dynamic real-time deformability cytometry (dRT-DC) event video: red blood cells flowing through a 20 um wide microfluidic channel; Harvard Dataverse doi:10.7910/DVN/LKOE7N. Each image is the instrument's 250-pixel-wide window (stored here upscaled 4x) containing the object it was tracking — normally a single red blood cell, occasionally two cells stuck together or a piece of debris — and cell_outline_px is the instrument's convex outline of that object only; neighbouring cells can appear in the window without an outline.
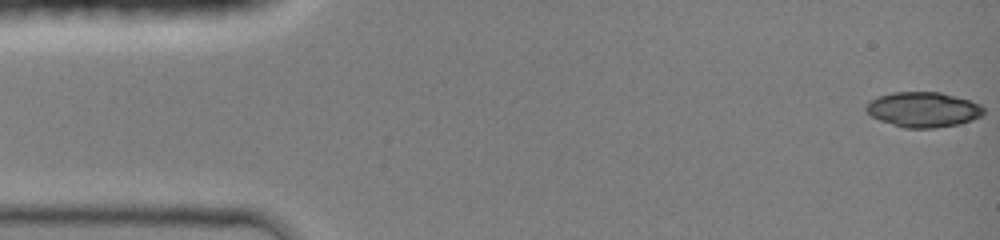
{"species": "common noctule bat (a hibernating species)", "species_latin": "Nyctalus noctula", "temperature_condition": "room temperature", "stored_images_in_passage": 14, "camera_frame_rate_fps": 3000, "um_per_image_px": 0.085, "animal": {"sex": "female", "body_mass_g": 19.0, "forearm_length_mm": 51.5}, "frame": {"image": 1, "passage_image": 1, "time_ms": 0.0, "image_size_px": [1000, 240], "cell_outline_px": [[984, 112], [980, 116], [972, 120], [960, 124], [936, 128], [904, 128], [880, 120], [872, 116], [864, 108], [864, 104], [880, 96], [892, 92], [940, 92], [968, 100], [980, 104], [984, 108]], "centroid_in_image_um": [78.47, 9.32], "position_along_channel_um": 6.5, "area_um2": 23.99}}
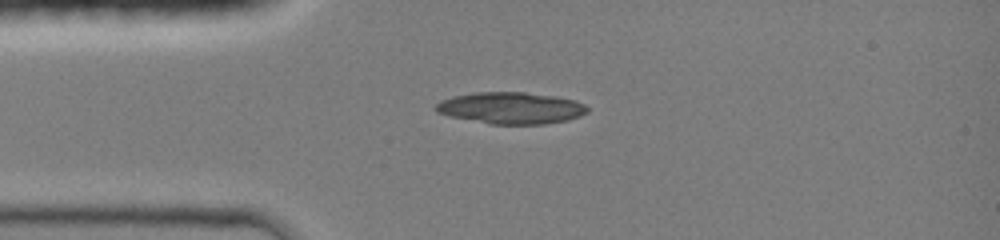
{"frame": {"image": 2, "passage_image": 10, "time_ms": 3.333, "image_size_px": [1000, 240], "cell_outline_px": [[588, 112], [580, 116], [568, 120], [544, 124], [492, 124], [448, 116], [436, 112], [436, 104], [440, 100], [452, 96], [472, 92], [524, 92], [556, 96], [576, 100], [584, 104], [588, 108]], "centroid_in_image_um": [43.43, 9.17], "position_along_channel_um": 41.6, "area_um2": 28.15}}
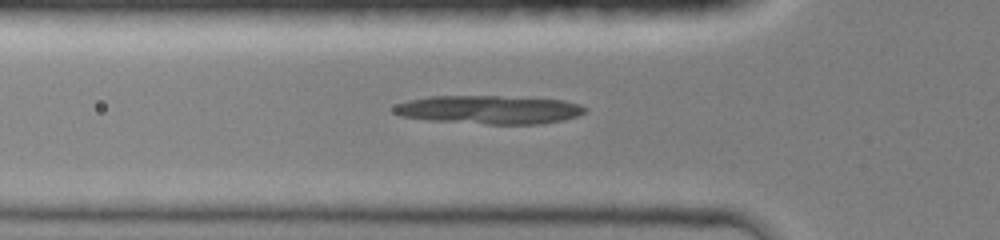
{"frame": {"image": 3, "passage_image": 14, "time_ms": 4.667, "image_size_px": [1000, 240], "cell_outline_px": [[588, 108], [584, 112], [576, 116], [564, 120], [540, 124], [488, 124], [428, 120], [400, 116], [392, 112], [392, 108], [396, 104], [408, 100], [428, 96], [500, 96], [564, 100], [580, 104]], "centroid_in_image_um": [41.55, 9.32], "position_along_channel_um": 84.2, "area_um2": 31.85}}